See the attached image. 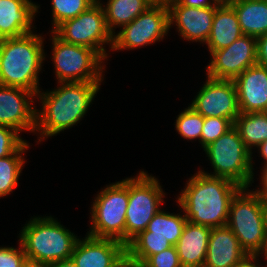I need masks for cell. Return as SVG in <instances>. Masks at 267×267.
Returning <instances> with one entry per match:
<instances>
[{
	"instance_id": "obj_1",
	"label": "cell",
	"mask_w": 267,
	"mask_h": 267,
	"mask_svg": "<svg viewBox=\"0 0 267 267\" xmlns=\"http://www.w3.org/2000/svg\"><path fill=\"white\" fill-rule=\"evenodd\" d=\"M101 83L59 82L53 91L41 90L36 99L41 109H36L35 132L40 134L37 142L72 128L79 123L99 92ZM46 137V138H45Z\"/></svg>"
},
{
	"instance_id": "obj_2",
	"label": "cell",
	"mask_w": 267,
	"mask_h": 267,
	"mask_svg": "<svg viewBox=\"0 0 267 267\" xmlns=\"http://www.w3.org/2000/svg\"><path fill=\"white\" fill-rule=\"evenodd\" d=\"M241 188L231 180L199 170L181 189L177 203L187 221L210 228L223 227L227 225L231 200Z\"/></svg>"
},
{
	"instance_id": "obj_3",
	"label": "cell",
	"mask_w": 267,
	"mask_h": 267,
	"mask_svg": "<svg viewBox=\"0 0 267 267\" xmlns=\"http://www.w3.org/2000/svg\"><path fill=\"white\" fill-rule=\"evenodd\" d=\"M44 37L28 33L0 39V85L40 91L39 72L45 60Z\"/></svg>"
},
{
	"instance_id": "obj_4",
	"label": "cell",
	"mask_w": 267,
	"mask_h": 267,
	"mask_svg": "<svg viewBox=\"0 0 267 267\" xmlns=\"http://www.w3.org/2000/svg\"><path fill=\"white\" fill-rule=\"evenodd\" d=\"M20 231L18 241L32 265L47 266L71 258L78 240L51 215L31 218Z\"/></svg>"
},
{
	"instance_id": "obj_5",
	"label": "cell",
	"mask_w": 267,
	"mask_h": 267,
	"mask_svg": "<svg viewBox=\"0 0 267 267\" xmlns=\"http://www.w3.org/2000/svg\"><path fill=\"white\" fill-rule=\"evenodd\" d=\"M227 226L247 254H264L267 248V224L260 196L241 188L232 198Z\"/></svg>"
},
{
	"instance_id": "obj_6",
	"label": "cell",
	"mask_w": 267,
	"mask_h": 267,
	"mask_svg": "<svg viewBox=\"0 0 267 267\" xmlns=\"http://www.w3.org/2000/svg\"><path fill=\"white\" fill-rule=\"evenodd\" d=\"M212 164L213 172H201L233 181L242 188H249L254 183L252 153L244 145L238 130L233 126L204 148Z\"/></svg>"
},
{
	"instance_id": "obj_7",
	"label": "cell",
	"mask_w": 267,
	"mask_h": 267,
	"mask_svg": "<svg viewBox=\"0 0 267 267\" xmlns=\"http://www.w3.org/2000/svg\"><path fill=\"white\" fill-rule=\"evenodd\" d=\"M128 199L129 178L107 185L96 195L91 206V228L87 234L114 239L125 245Z\"/></svg>"
},
{
	"instance_id": "obj_8",
	"label": "cell",
	"mask_w": 267,
	"mask_h": 267,
	"mask_svg": "<svg viewBox=\"0 0 267 267\" xmlns=\"http://www.w3.org/2000/svg\"><path fill=\"white\" fill-rule=\"evenodd\" d=\"M52 58L55 77L59 82L101 83L105 68L104 58L96 51L82 45L59 39L52 31Z\"/></svg>"
},
{
	"instance_id": "obj_9",
	"label": "cell",
	"mask_w": 267,
	"mask_h": 267,
	"mask_svg": "<svg viewBox=\"0 0 267 267\" xmlns=\"http://www.w3.org/2000/svg\"><path fill=\"white\" fill-rule=\"evenodd\" d=\"M165 193L159 180L140 171L129 178V199L126 210L125 246L139 233L147 229L148 223L161 209Z\"/></svg>"
},
{
	"instance_id": "obj_10",
	"label": "cell",
	"mask_w": 267,
	"mask_h": 267,
	"mask_svg": "<svg viewBox=\"0 0 267 267\" xmlns=\"http://www.w3.org/2000/svg\"><path fill=\"white\" fill-rule=\"evenodd\" d=\"M101 1H96L75 18L58 25L52 32L62 41L96 50L105 60V45L112 48L113 34L106 25L105 11ZM104 45V46H103Z\"/></svg>"
},
{
	"instance_id": "obj_11",
	"label": "cell",
	"mask_w": 267,
	"mask_h": 267,
	"mask_svg": "<svg viewBox=\"0 0 267 267\" xmlns=\"http://www.w3.org/2000/svg\"><path fill=\"white\" fill-rule=\"evenodd\" d=\"M169 30L168 7L151 6L113 35L111 50H132L153 45L167 36Z\"/></svg>"
},
{
	"instance_id": "obj_12",
	"label": "cell",
	"mask_w": 267,
	"mask_h": 267,
	"mask_svg": "<svg viewBox=\"0 0 267 267\" xmlns=\"http://www.w3.org/2000/svg\"><path fill=\"white\" fill-rule=\"evenodd\" d=\"M206 78L189 106L203 117L227 118L234 124L241 113L234 81Z\"/></svg>"
},
{
	"instance_id": "obj_13",
	"label": "cell",
	"mask_w": 267,
	"mask_h": 267,
	"mask_svg": "<svg viewBox=\"0 0 267 267\" xmlns=\"http://www.w3.org/2000/svg\"><path fill=\"white\" fill-rule=\"evenodd\" d=\"M207 76L213 79L234 80L242 72L257 64L256 37L243 35L227 48L210 53Z\"/></svg>"
},
{
	"instance_id": "obj_14",
	"label": "cell",
	"mask_w": 267,
	"mask_h": 267,
	"mask_svg": "<svg viewBox=\"0 0 267 267\" xmlns=\"http://www.w3.org/2000/svg\"><path fill=\"white\" fill-rule=\"evenodd\" d=\"M36 95L24 88L0 85V125L21 133L35 132L36 108L32 105Z\"/></svg>"
},
{
	"instance_id": "obj_15",
	"label": "cell",
	"mask_w": 267,
	"mask_h": 267,
	"mask_svg": "<svg viewBox=\"0 0 267 267\" xmlns=\"http://www.w3.org/2000/svg\"><path fill=\"white\" fill-rule=\"evenodd\" d=\"M72 260L78 267H124L126 246L114 239L96 238L86 235L77 240Z\"/></svg>"
},
{
	"instance_id": "obj_16",
	"label": "cell",
	"mask_w": 267,
	"mask_h": 267,
	"mask_svg": "<svg viewBox=\"0 0 267 267\" xmlns=\"http://www.w3.org/2000/svg\"><path fill=\"white\" fill-rule=\"evenodd\" d=\"M217 7H188L177 0L168 7L169 28L175 24L181 38L187 41L206 44L212 29L213 17Z\"/></svg>"
},
{
	"instance_id": "obj_17",
	"label": "cell",
	"mask_w": 267,
	"mask_h": 267,
	"mask_svg": "<svg viewBox=\"0 0 267 267\" xmlns=\"http://www.w3.org/2000/svg\"><path fill=\"white\" fill-rule=\"evenodd\" d=\"M233 81L240 112H264L267 106V67L252 65Z\"/></svg>"
},
{
	"instance_id": "obj_18",
	"label": "cell",
	"mask_w": 267,
	"mask_h": 267,
	"mask_svg": "<svg viewBox=\"0 0 267 267\" xmlns=\"http://www.w3.org/2000/svg\"><path fill=\"white\" fill-rule=\"evenodd\" d=\"M38 8L31 0H0V39L32 33Z\"/></svg>"
},
{
	"instance_id": "obj_19",
	"label": "cell",
	"mask_w": 267,
	"mask_h": 267,
	"mask_svg": "<svg viewBox=\"0 0 267 267\" xmlns=\"http://www.w3.org/2000/svg\"><path fill=\"white\" fill-rule=\"evenodd\" d=\"M247 252L229 227L211 228L203 267H234Z\"/></svg>"
},
{
	"instance_id": "obj_20",
	"label": "cell",
	"mask_w": 267,
	"mask_h": 267,
	"mask_svg": "<svg viewBox=\"0 0 267 267\" xmlns=\"http://www.w3.org/2000/svg\"><path fill=\"white\" fill-rule=\"evenodd\" d=\"M211 228L186 222L175 245L182 267H203Z\"/></svg>"
},
{
	"instance_id": "obj_21",
	"label": "cell",
	"mask_w": 267,
	"mask_h": 267,
	"mask_svg": "<svg viewBox=\"0 0 267 267\" xmlns=\"http://www.w3.org/2000/svg\"><path fill=\"white\" fill-rule=\"evenodd\" d=\"M243 35L234 8L230 4H220L215 10L211 33L206 42L209 53L227 48Z\"/></svg>"
},
{
	"instance_id": "obj_22",
	"label": "cell",
	"mask_w": 267,
	"mask_h": 267,
	"mask_svg": "<svg viewBox=\"0 0 267 267\" xmlns=\"http://www.w3.org/2000/svg\"><path fill=\"white\" fill-rule=\"evenodd\" d=\"M230 5L244 35L257 38L267 34V0H233Z\"/></svg>"
},
{
	"instance_id": "obj_23",
	"label": "cell",
	"mask_w": 267,
	"mask_h": 267,
	"mask_svg": "<svg viewBox=\"0 0 267 267\" xmlns=\"http://www.w3.org/2000/svg\"><path fill=\"white\" fill-rule=\"evenodd\" d=\"M151 6L147 0H107L103 8L108 30L116 34V27L129 24Z\"/></svg>"
},
{
	"instance_id": "obj_24",
	"label": "cell",
	"mask_w": 267,
	"mask_h": 267,
	"mask_svg": "<svg viewBox=\"0 0 267 267\" xmlns=\"http://www.w3.org/2000/svg\"><path fill=\"white\" fill-rule=\"evenodd\" d=\"M164 237L149 236L144 230L126 245V262L133 267H140L151 255L172 247Z\"/></svg>"
},
{
	"instance_id": "obj_25",
	"label": "cell",
	"mask_w": 267,
	"mask_h": 267,
	"mask_svg": "<svg viewBox=\"0 0 267 267\" xmlns=\"http://www.w3.org/2000/svg\"><path fill=\"white\" fill-rule=\"evenodd\" d=\"M246 148L253 154L267 140V115L264 112L240 113L234 122Z\"/></svg>"
},
{
	"instance_id": "obj_26",
	"label": "cell",
	"mask_w": 267,
	"mask_h": 267,
	"mask_svg": "<svg viewBox=\"0 0 267 267\" xmlns=\"http://www.w3.org/2000/svg\"><path fill=\"white\" fill-rule=\"evenodd\" d=\"M187 222L184 214H173L160 209L148 223L149 236L164 237L173 246L178 242Z\"/></svg>"
},
{
	"instance_id": "obj_27",
	"label": "cell",
	"mask_w": 267,
	"mask_h": 267,
	"mask_svg": "<svg viewBox=\"0 0 267 267\" xmlns=\"http://www.w3.org/2000/svg\"><path fill=\"white\" fill-rule=\"evenodd\" d=\"M25 142L12 155L0 158V198L12 193L18 185L19 176L22 173L25 159L23 153L29 148Z\"/></svg>"
},
{
	"instance_id": "obj_28",
	"label": "cell",
	"mask_w": 267,
	"mask_h": 267,
	"mask_svg": "<svg viewBox=\"0 0 267 267\" xmlns=\"http://www.w3.org/2000/svg\"><path fill=\"white\" fill-rule=\"evenodd\" d=\"M97 0H52V30L66 20L80 15Z\"/></svg>"
},
{
	"instance_id": "obj_29",
	"label": "cell",
	"mask_w": 267,
	"mask_h": 267,
	"mask_svg": "<svg viewBox=\"0 0 267 267\" xmlns=\"http://www.w3.org/2000/svg\"><path fill=\"white\" fill-rule=\"evenodd\" d=\"M204 117L188 105L177 117L175 128L184 139H199L202 134Z\"/></svg>"
},
{
	"instance_id": "obj_30",
	"label": "cell",
	"mask_w": 267,
	"mask_h": 267,
	"mask_svg": "<svg viewBox=\"0 0 267 267\" xmlns=\"http://www.w3.org/2000/svg\"><path fill=\"white\" fill-rule=\"evenodd\" d=\"M234 124L227 118L204 117L200 144L204 149L221 135L225 134Z\"/></svg>"
},
{
	"instance_id": "obj_31",
	"label": "cell",
	"mask_w": 267,
	"mask_h": 267,
	"mask_svg": "<svg viewBox=\"0 0 267 267\" xmlns=\"http://www.w3.org/2000/svg\"><path fill=\"white\" fill-rule=\"evenodd\" d=\"M19 135L17 130L0 125V158L12 155L26 142Z\"/></svg>"
},
{
	"instance_id": "obj_32",
	"label": "cell",
	"mask_w": 267,
	"mask_h": 267,
	"mask_svg": "<svg viewBox=\"0 0 267 267\" xmlns=\"http://www.w3.org/2000/svg\"><path fill=\"white\" fill-rule=\"evenodd\" d=\"M19 247H0V267H27L29 265L22 244Z\"/></svg>"
},
{
	"instance_id": "obj_33",
	"label": "cell",
	"mask_w": 267,
	"mask_h": 267,
	"mask_svg": "<svg viewBox=\"0 0 267 267\" xmlns=\"http://www.w3.org/2000/svg\"><path fill=\"white\" fill-rule=\"evenodd\" d=\"M140 267H182L175 246L151 255Z\"/></svg>"
},
{
	"instance_id": "obj_34",
	"label": "cell",
	"mask_w": 267,
	"mask_h": 267,
	"mask_svg": "<svg viewBox=\"0 0 267 267\" xmlns=\"http://www.w3.org/2000/svg\"><path fill=\"white\" fill-rule=\"evenodd\" d=\"M257 64L267 67V34L256 38Z\"/></svg>"
},
{
	"instance_id": "obj_35",
	"label": "cell",
	"mask_w": 267,
	"mask_h": 267,
	"mask_svg": "<svg viewBox=\"0 0 267 267\" xmlns=\"http://www.w3.org/2000/svg\"><path fill=\"white\" fill-rule=\"evenodd\" d=\"M181 5L188 7H218L220 4L215 0H177Z\"/></svg>"
},
{
	"instance_id": "obj_36",
	"label": "cell",
	"mask_w": 267,
	"mask_h": 267,
	"mask_svg": "<svg viewBox=\"0 0 267 267\" xmlns=\"http://www.w3.org/2000/svg\"><path fill=\"white\" fill-rule=\"evenodd\" d=\"M261 254H247L239 263H237L234 267H265L261 266L259 260V257Z\"/></svg>"
},
{
	"instance_id": "obj_37",
	"label": "cell",
	"mask_w": 267,
	"mask_h": 267,
	"mask_svg": "<svg viewBox=\"0 0 267 267\" xmlns=\"http://www.w3.org/2000/svg\"><path fill=\"white\" fill-rule=\"evenodd\" d=\"M262 176H261V187L256 189L255 192L258 195H267V167L262 168V172H261Z\"/></svg>"
},
{
	"instance_id": "obj_38",
	"label": "cell",
	"mask_w": 267,
	"mask_h": 267,
	"mask_svg": "<svg viewBox=\"0 0 267 267\" xmlns=\"http://www.w3.org/2000/svg\"><path fill=\"white\" fill-rule=\"evenodd\" d=\"M47 267H78L72 258L64 259L62 261H58L52 264L47 265Z\"/></svg>"
},
{
	"instance_id": "obj_39",
	"label": "cell",
	"mask_w": 267,
	"mask_h": 267,
	"mask_svg": "<svg viewBox=\"0 0 267 267\" xmlns=\"http://www.w3.org/2000/svg\"><path fill=\"white\" fill-rule=\"evenodd\" d=\"M258 151L260 153V156L263 158V160H265V164L263 162V167L262 168H265L267 167V140L264 141L263 143H261L258 147Z\"/></svg>"
},
{
	"instance_id": "obj_40",
	"label": "cell",
	"mask_w": 267,
	"mask_h": 267,
	"mask_svg": "<svg viewBox=\"0 0 267 267\" xmlns=\"http://www.w3.org/2000/svg\"><path fill=\"white\" fill-rule=\"evenodd\" d=\"M152 6H171L176 0H147Z\"/></svg>"
},
{
	"instance_id": "obj_41",
	"label": "cell",
	"mask_w": 267,
	"mask_h": 267,
	"mask_svg": "<svg viewBox=\"0 0 267 267\" xmlns=\"http://www.w3.org/2000/svg\"><path fill=\"white\" fill-rule=\"evenodd\" d=\"M263 205L264 216L267 224V195H259Z\"/></svg>"
},
{
	"instance_id": "obj_42",
	"label": "cell",
	"mask_w": 267,
	"mask_h": 267,
	"mask_svg": "<svg viewBox=\"0 0 267 267\" xmlns=\"http://www.w3.org/2000/svg\"><path fill=\"white\" fill-rule=\"evenodd\" d=\"M219 4H230L233 0H215Z\"/></svg>"
},
{
	"instance_id": "obj_43",
	"label": "cell",
	"mask_w": 267,
	"mask_h": 267,
	"mask_svg": "<svg viewBox=\"0 0 267 267\" xmlns=\"http://www.w3.org/2000/svg\"><path fill=\"white\" fill-rule=\"evenodd\" d=\"M27 267H47V266H41V265H32V264H29Z\"/></svg>"
},
{
	"instance_id": "obj_44",
	"label": "cell",
	"mask_w": 267,
	"mask_h": 267,
	"mask_svg": "<svg viewBox=\"0 0 267 267\" xmlns=\"http://www.w3.org/2000/svg\"><path fill=\"white\" fill-rule=\"evenodd\" d=\"M262 257L264 258L265 261L267 260V257L264 254H261L260 258H262ZM265 267H267V265H265Z\"/></svg>"
},
{
	"instance_id": "obj_45",
	"label": "cell",
	"mask_w": 267,
	"mask_h": 267,
	"mask_svg": "<svg viewBox=\"0 0 267 267\" xmlns=\"http://www.w3.org/2000/svg\"><path fill=\"white\" fill-rule=\"evenodd\" d=\"M124 267H133L132 265L126 264Z\"/></svg>"
},
{
	"instance_id": "obj_46",
	"label": "cell",
	"mask_w": 267,
	"mask_h": 267,
	"mask_svg": "<svg viewBox=\"0 0 267 267\" xmlns=\"http://www.w3.org/2000/svg\"><path fill=\"white\" fill-rule=\"evenodd\" d=\"M264 113L267 115V106H266V109L264 110Z\"/></svg>"
},
{
	"instance_id": "obj_47",
	"label": "cell",
	"mask_w": 267,
	"mask_h": 267,
	"mask_svg": "<svg viewBox=\"0 0 267 267\" xmlns=\"http://www.w3.org/2000/svg\"><path fill=\"white\" fill-rule=\"evenodd\" d=\"M264 255L267 257V248H266V251H265Z\"/></svg>"
}]
</instances>
